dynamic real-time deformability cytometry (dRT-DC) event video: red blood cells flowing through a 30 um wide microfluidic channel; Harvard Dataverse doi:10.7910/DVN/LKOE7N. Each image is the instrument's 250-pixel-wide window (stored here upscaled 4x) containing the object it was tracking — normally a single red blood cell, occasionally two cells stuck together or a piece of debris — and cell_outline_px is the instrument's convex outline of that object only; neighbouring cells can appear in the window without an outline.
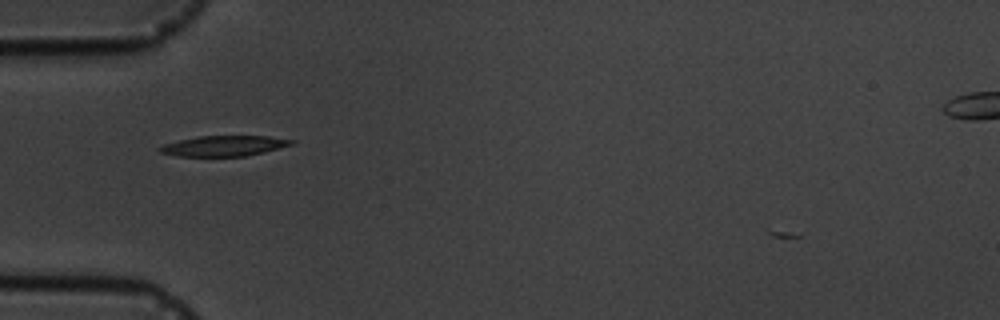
{"species": "common noctule bat (a hibernating species)", "species_latin": "Nyctalus noctula", "temperature_condition": "cold", "stored_images_in_passage": 3, "camera_frame_rate_fps": 3000, "um_per_image_px": 0.085, "animal": {"sex": "male", "body_mass_g": 19.5, "forearm_length_mm": 54.6}, "frame": {"image": 1, "passage_image": 2, "time_ms": 2.0, "image_size_px": [1000, 320], "cell_outline_px": [[296, 144], [264, 152], [244, 156], [180, 156], [160, 152], [156, 148], [164, 144], [180, 140], [200, 136], [268, 136], [296, 140]], "centroid_in_image_um": [19.09, 12.39], "position_along_channel_um": 65.9, "area_um2": 15.66}}
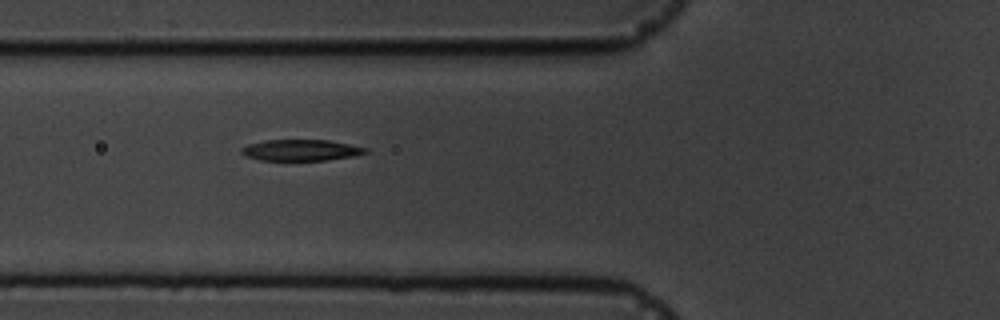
{"frame": {"image": 2, "passage_image": 3, "time_ms": 3.0, "image_size_px": [1000, 320], "cell_outline_px": [[372, 152], [356, 156], [328, 160], [260, 160], [248, 156], [240, 152], [240, 148], [248, 144], [264, 140], [328, 140], [368, 148]], "centroid_in_image_um": [25.64, 12.76], "position_along_channel_um": 100.2, "area_um2": 15.43}}